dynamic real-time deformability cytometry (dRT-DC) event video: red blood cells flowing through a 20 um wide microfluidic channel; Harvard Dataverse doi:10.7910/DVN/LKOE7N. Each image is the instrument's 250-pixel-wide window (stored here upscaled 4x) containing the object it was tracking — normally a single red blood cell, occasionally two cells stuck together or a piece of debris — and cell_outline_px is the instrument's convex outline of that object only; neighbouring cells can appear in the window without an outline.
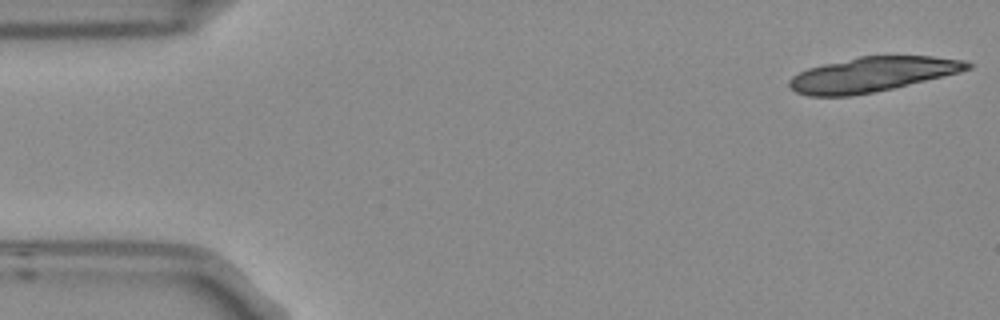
{"species": "Egyptian fruit bat (a non-hibernating species)", "species_latin": "Rousettus aegyptiacus", "temperature_condition": "room temperature", "stored_images_in_passage": 5, "camera_frame_rate_fps": 3000, "um_per_image_px": 0.085, "frame": {"image": 1, "passage_image": 1, "time_ms": 0.0, "image_size_px": [1000, 320], "cell_outline_px": [[972, 68], [960, 72], [892, 88], [852, 96], [808, 96], [796, 92], [788, 84], [788, 80], [792, 76], [808, 68], [824, 64], [860, 56], [932, 56], [964, 60], [972, 64]], "centroid_in_image_um": [74.13, 6.32], "position_along_channel_um": 10.9, "area_um2": 35.78}}